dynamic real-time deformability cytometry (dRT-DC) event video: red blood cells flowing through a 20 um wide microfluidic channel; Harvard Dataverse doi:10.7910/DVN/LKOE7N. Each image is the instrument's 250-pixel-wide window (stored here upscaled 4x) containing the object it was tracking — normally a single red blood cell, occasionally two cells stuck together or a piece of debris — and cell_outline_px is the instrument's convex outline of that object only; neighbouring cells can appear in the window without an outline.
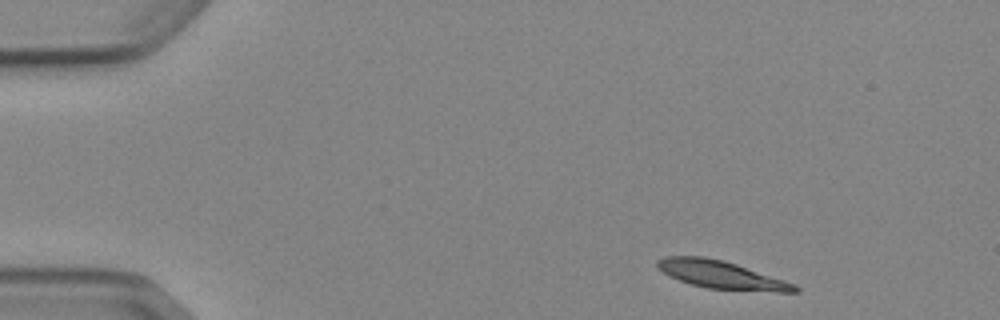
{"species": "Egyptian fruit bat (a non-hibernating species)", "species_latin": "Rousettus aegyptiacus", "temperature_condition": "cold", "stored_images_in_passage": 3, "camera_frame_rate_fps": 3000, "um_per_image_px": 0.085, "animal": {"sex": "female"}, "frame": {"image": 1, "passage_image": 1, "time_ms": 0.0, "image_size_px": [1000, 320], "cell_outline_px": [[800, 292], [776, 292], [708, 288], [692, 284], [668, 276], [656, 264], [656, 260], [664, 256], [704, 256], [724, 260], [796, 284], [800, 288]], "centroid_in_image_um": [61.33, 23.35], "position_along_channel_um": 23.7, "area_um2": 22.2}}